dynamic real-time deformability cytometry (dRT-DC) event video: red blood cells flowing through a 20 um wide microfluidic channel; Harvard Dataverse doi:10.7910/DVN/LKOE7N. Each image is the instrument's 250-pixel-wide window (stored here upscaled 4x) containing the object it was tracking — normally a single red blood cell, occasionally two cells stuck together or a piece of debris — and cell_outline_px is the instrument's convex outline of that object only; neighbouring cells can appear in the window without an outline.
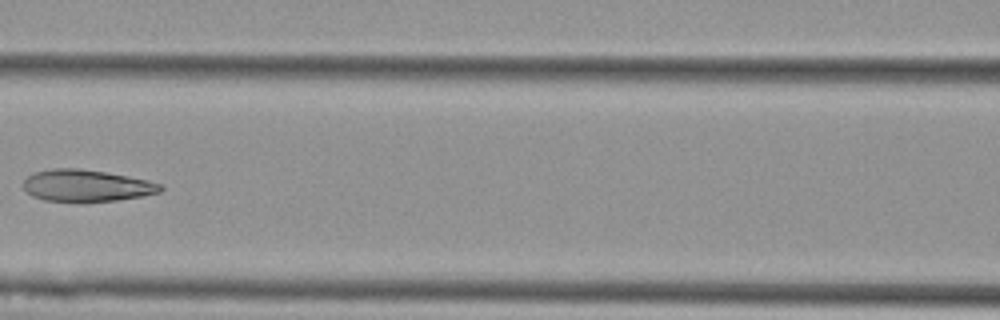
{"species": "Egyptian fruit bat (a non-hibernating species)", "species_latin": "Rousettus aegyptiacus", "temperature_condition": "cold", "stored_images_in_passage": 8, "camera_frame_rate_fps": 3000, "um_per_image_px": 0.085, "animal": {"sex": "female"}, "frame": {"image": 1, "passage_image": 6, "time_ms": 1.667, "image_size_px": [1000, 320], "cell_outline_px": [[164, 188], [160, 192], [140, 196], [116, 200], [84, 204], [44, 200], [32, 196], [24, 188], [24, 180], [28, 176], [36, 172], [52, 168], [80, 168], [104, 172], [148, 180], [160, 184]], "centroid_in_image_um": [7.33, 15.81], "position_along_channel_um": 159.3, "area_um2": 25.78}}
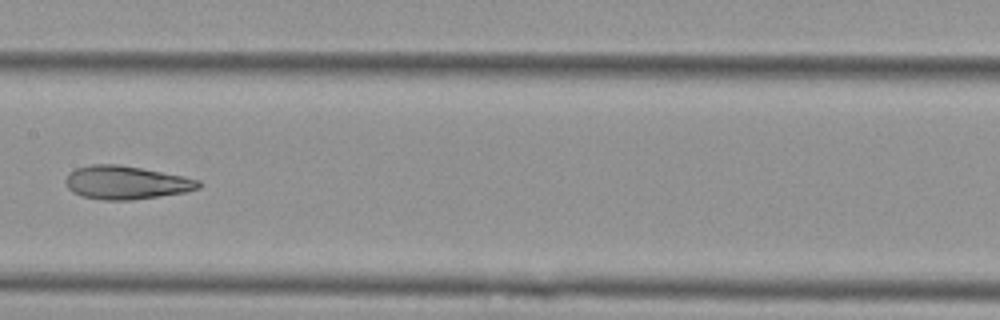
{"frame": {"image": 2, "passage_image": 7, "time_ms": 2.0, "image_size_px": [1000, 320], "cell_outline_px": [[200, 188], [184, 192], [132, 200], [100, 200], [84, 196], [72, 192], [68, 188], [64, 180], [68, 172], [76, 168], [92, 164], [120, 164], [200, 180]], "centroid_in_image_um": [10.65, 15.52], "position_along_channel_um": 196.7, "area_um2": 25.66}}
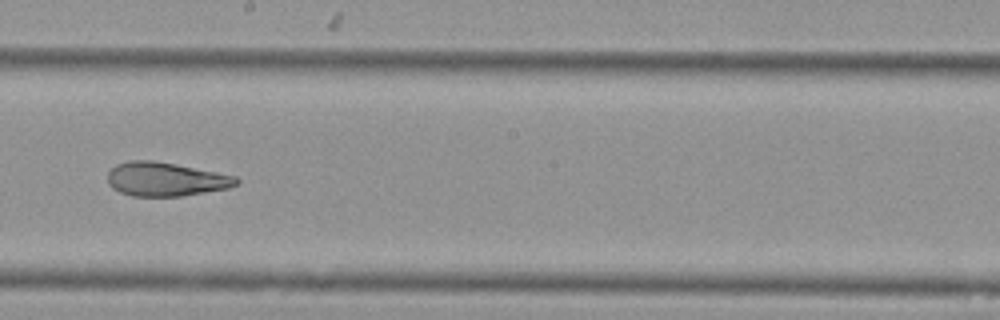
{"frame": {"image": 3, "passage_image": 8, "time_ms": 2.333, "image_size_px": [1000, 320], "cell_outline_px": [[240, 180], [236, 184], [228, 188], [180, 196], [132, 196], [120, 192], [112, 188], [108, 184], [108, 172], [116, 164], [128, 160], [152, 160], [176, 164], [236, 176]], "centroid_in_image_um": [14.04, 15.23], "position_along_channel_um": 234.2, "area_um2": 25.32}}